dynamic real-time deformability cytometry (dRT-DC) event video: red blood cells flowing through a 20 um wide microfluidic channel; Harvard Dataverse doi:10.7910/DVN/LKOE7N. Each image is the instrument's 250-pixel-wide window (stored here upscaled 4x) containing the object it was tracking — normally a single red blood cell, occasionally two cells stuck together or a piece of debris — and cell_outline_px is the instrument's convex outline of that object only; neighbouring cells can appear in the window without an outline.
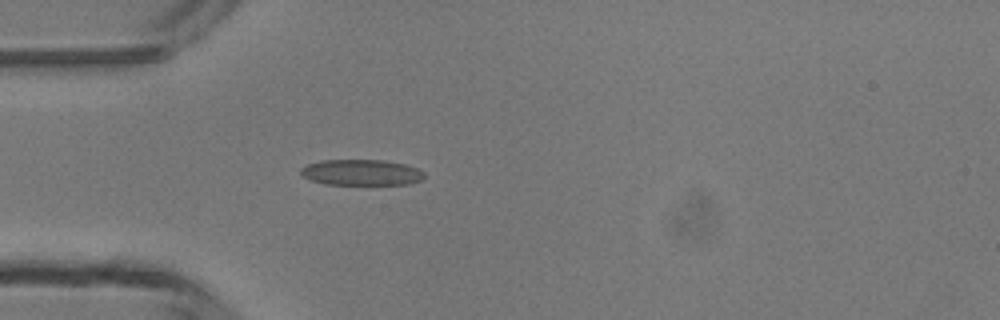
{"species": "common noctule bat (a hibernating species)", "species_latin": "Nyctalus noctula", "temperature_condition": "room temperature", "stored_images_in_passage": 4, "camera_frame_rate_fps": 3000, "um_per_image_px": 0.085, "animal": {"sex": "male", "body_mass_g": 13.3}, "frame": {"image": 1, "passage_image": 4, "time_ms": 3.333, "image_size_px": [1000, 320], "cell_outline_px": [[424, 176], [420, 180], [408, 184], [324, 184], [312, 180], [304, 176], [300, 172], [300, 168], [308, 164], [320, 160], [384, 160], [404, 164], [416, 168], [424, 172]], "centroid_in_image_um": [30.7, 14.65], "position_along_channel_um": 54.3, "area_um2": 18.44}}